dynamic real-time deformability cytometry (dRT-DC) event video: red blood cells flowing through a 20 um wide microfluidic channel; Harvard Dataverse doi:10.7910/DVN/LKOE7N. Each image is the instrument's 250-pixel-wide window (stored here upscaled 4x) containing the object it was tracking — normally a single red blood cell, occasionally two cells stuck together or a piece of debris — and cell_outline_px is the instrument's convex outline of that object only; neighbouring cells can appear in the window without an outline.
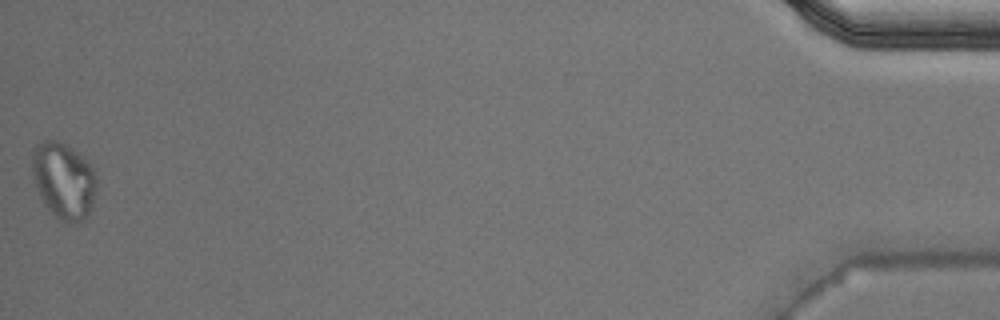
{"species": "Egyptian fruit bat (a non-hibernating species)", "species_latin": "Rousettus aegyptiacus", "temperature_condition": "warm", "stored_images_in_passage": 35, "camera_frame_rate_fps": 3000, "um_per_image_px": 0.085, "animal": {"sex": "male"}, "frame": {"image": 1, "passage_image": 35, "time_ms": 11.333, "image_size_px": [1000, 320], "cell_outline_px": [[96, 188], [92, 208], [84, 220], [68, 224], [60, 220], [44, 204], [36, 188], [32, 176], [32, 148], [36, 144], [44, 140], [56, 140], [64, 144], [88, 160], [92, 164], [96, 172]], "centroid_in_image_um": [5.42, 15.34], "position_along_channel_um": 429.8, "area_um2": 29.02}}